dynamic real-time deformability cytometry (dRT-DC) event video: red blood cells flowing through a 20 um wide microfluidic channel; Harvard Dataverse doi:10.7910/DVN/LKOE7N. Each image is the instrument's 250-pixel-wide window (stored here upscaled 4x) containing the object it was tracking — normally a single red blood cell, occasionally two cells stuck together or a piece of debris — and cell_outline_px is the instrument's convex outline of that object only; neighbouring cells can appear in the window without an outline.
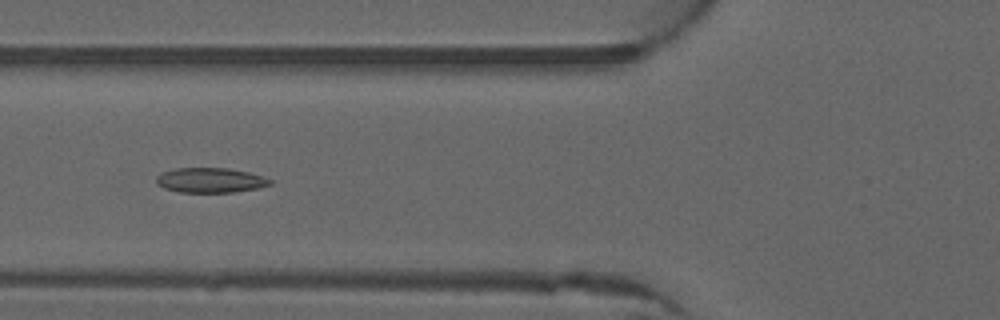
{"species": "common noctule bat (a hibernating species)", "species_latin": "Nyctalus noctula", "temperature_condition": "warm", "stored_images_in_passage": 52, "camera_frame_rate_fps": 3000, "um_per_image_px": 0.085, "animal": {"sex": "male", "forearm_length_mm": 52.5}, "frame": {"image": 1, "passage_image": 20, "time_ms": 6.333, "image_size_px": [1000, 320], "cell_outline_px": [[272, 184], [260, 188], [232, 192], [180, 192], [164, 188], [156, 184], [156, 176], [160, 172], [176, 168], [228, 168], [248, 172], [264, 176], [272, 180]], "centroid_in_image_um": [17.88, 15.31], "position_along_channel_um": 107.9, "area_um2": 16.65}}
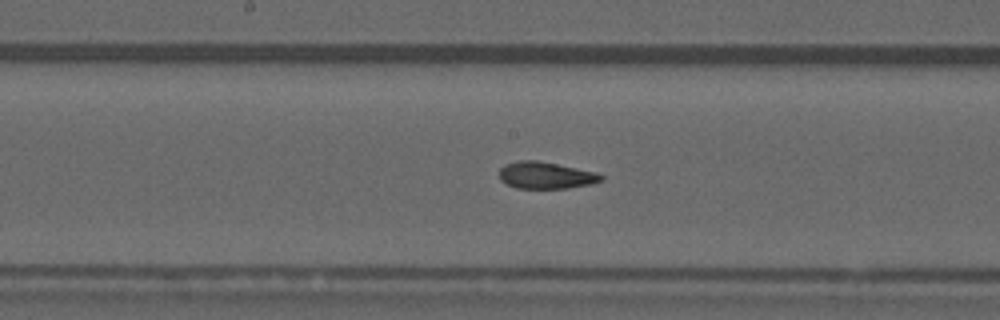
{"frame": {"image": 2, "passage_image": 27, "time_ms": 8.667, "image_size_px": [1000, 320], "cell_outline_px": [[604, 180], [592, 184], [568, 188], [516, 188], [500, 180], [500, 168], [504, 164], [520, 160], [536, 160], [596, 172], [604, 176]], "centroid_in_image_um": [46.4, 14.9], "position_along_channel_um": 201.8, "area_um2": 15.9}}
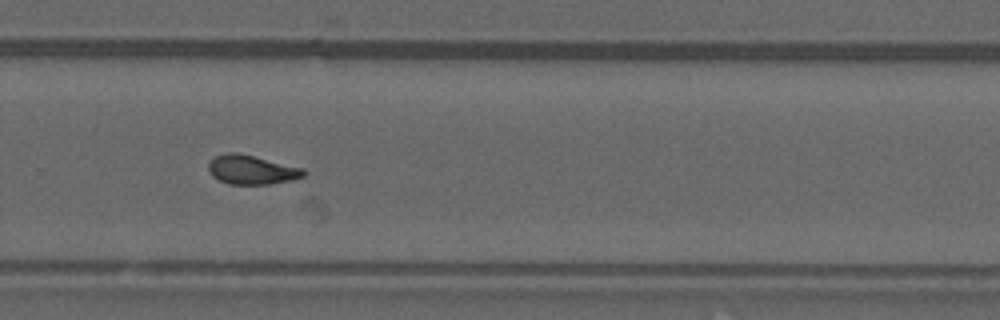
{"frame": {"image": 3, "passage_image": 35, "time_ms": 11.333, "image_size_px": [1000, 320], "cell_outline_px": [[308, 172], [304, 176], [292, 180], [268, 184], [228, 184], [212, 176], [208, 168], [208, 164], [216, 156], [224, 152], [240, 152], [304, 168]], "centroid_in_image_um": [21.42, 14.41], "position_along_channel_um": 308.4, "area_um2": 16.36}, "authors_computed_cell_mechanics": {"area_um2": 16.473, "velocity_mm_per_s": 4.0214, "shape_relaxation_time_tau1_ms": null, "shape_relaxation_time_tau2_ms": 2.0559, "deformation_change_tau1": null, "deformation_change_tau2": 0.0753}}